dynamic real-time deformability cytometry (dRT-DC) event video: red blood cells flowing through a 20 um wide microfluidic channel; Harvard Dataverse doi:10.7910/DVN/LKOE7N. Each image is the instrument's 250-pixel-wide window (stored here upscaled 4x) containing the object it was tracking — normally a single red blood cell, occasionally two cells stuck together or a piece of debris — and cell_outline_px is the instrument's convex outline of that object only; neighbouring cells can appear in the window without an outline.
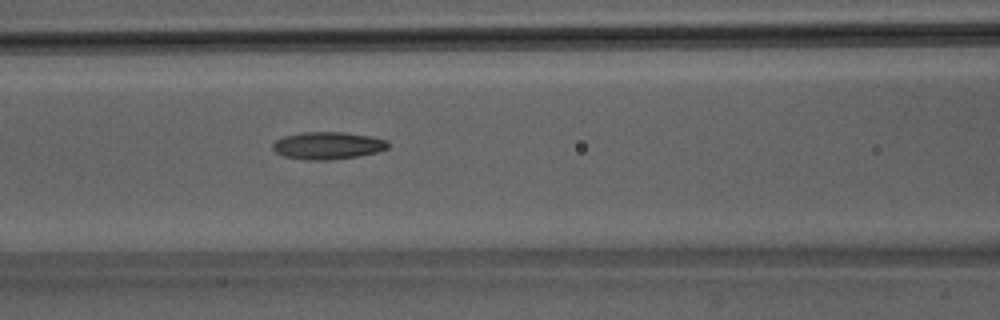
{"species": "Egyptian fruit bat (a non-hibernating species)", "species_latin": "Rousettus aegyptiacus", "temperature_condition": "room temperature", "stored_images_in_passage": 39, "camera_frame_rate_fps": 3000, "um_per_image_px": 0.085, "animal": {"sex": "male"}, "frame": {"image": 1, "passage_image": 16, "time_ms": 5.0, "image_size_px": [1000, 320], "cell_outline_px": [[388, 148], [376, 152], [356, 156], [328, 160], [308, 160], [284, 156], [276, 152], [272, 148], [272, 144], [276, 140], [284, 136], [304, 132], [344, 132], [368, 136], [388, 140]], "centroid_in_image_um": [27.84, 12.37], "position_along_channel_um": 138.8, "area_um2": 18.21}}
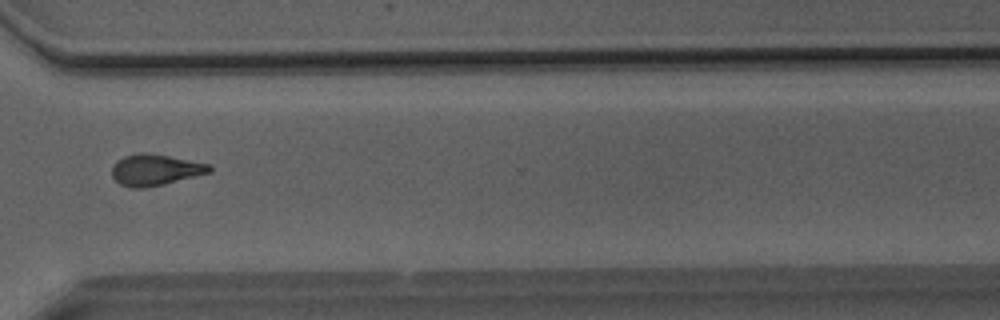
{"frame": {"image": 2, "passage_image": 32, "time_ms": 10.333, "image_size_px": [1000, 320], "cell_outline_px": [[212, 172], [144, 188], [132, 188], [120, 184], [112, 176], [112, 168], [116, 160], [124, 156], [144, 152], [168, 156], [212, 164]], "centroid_in_image_um": [13.2, 14.43], "position_along_channel_um": 357.4, "area_um2": 17.57}}
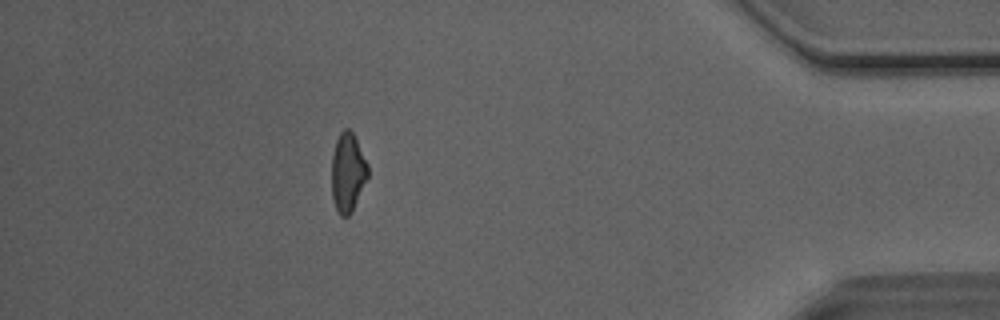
{"frame": {"image": 3, "passage_image": 39, "time_ms": 12.667, "image_size_px": [1000, 320], "cell_outline_px": [[368, 176], [352, 212], [348, 216], [340, 216], [336, 208], [332, 196], [332, 156], [336, 140], [340, 132], [344, 128], [348, 128], [352, 132], [368, 164]], "centroid_in_image_um": [29.55, 14.66], "position_along_channel_um": 405.6, "area_um2": 16.53}, "authors_computed_cell_mechanics": {"area_um2": 17.5712, "velocity_mm_per_s": 4.1058, "shape_relaxation_time_tau1_ms": 6.5477, "shape_relaxation_time_tau2_ms": 3.7217, "deformation_change_tau1": 0.1832, "deformation_change_tau2": 0.1288}}